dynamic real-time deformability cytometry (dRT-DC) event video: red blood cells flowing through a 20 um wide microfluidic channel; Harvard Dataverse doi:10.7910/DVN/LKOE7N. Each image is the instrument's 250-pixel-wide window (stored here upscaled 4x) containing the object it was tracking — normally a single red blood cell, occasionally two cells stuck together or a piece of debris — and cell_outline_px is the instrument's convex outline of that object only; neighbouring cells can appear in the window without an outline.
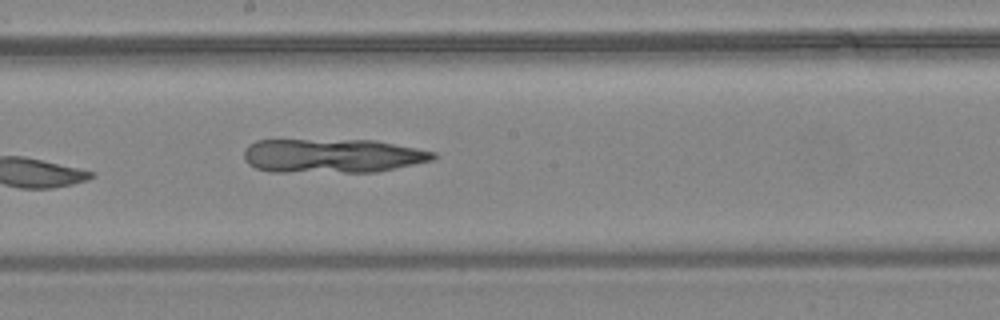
{"species": "common noctule bat (a hibernating species)", "species_latin": "Nyctalus noctula", "temperature_condition": "warm", "stored_images_in_passage": 9, "camera_frame_rate_fps": 3000, "um_per_image_px": 0.085, "animal": {"sex": "female", "body_mass_g": 24.6, "forearm_length_mm": 56.2}, "frame": {"image": 1, "passage_image": 9, "time_ms": 2.667, "image_size_px": [1000, 320], "cell_outline_px": [[436, 156], [432, 160], [396, 168], [376, 172], [272, 172], [256, 168], [248, 164], [244, 160], [244, 148], [248, 144], [256, 140], [376, 140], [436, 152]], "centroid_in_image_um": [28.21, 13.24], "position_along_channel_um": 220.0, "area_um2": 37.86}}